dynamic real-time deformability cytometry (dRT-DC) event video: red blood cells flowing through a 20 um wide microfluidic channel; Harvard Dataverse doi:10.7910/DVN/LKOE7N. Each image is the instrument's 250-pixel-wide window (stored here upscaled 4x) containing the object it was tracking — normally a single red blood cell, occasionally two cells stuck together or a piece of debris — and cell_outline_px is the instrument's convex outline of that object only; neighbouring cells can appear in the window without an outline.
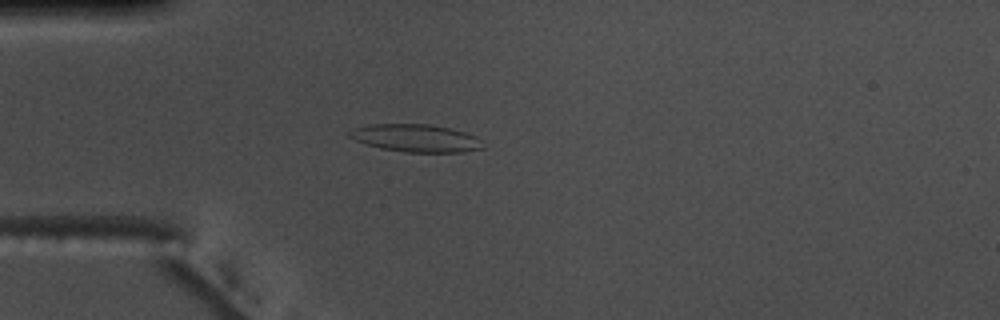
{"species": "common noctule bat (a hibernating species)", "species_latin": "Nyctalus noctula", "temperature_condition": "warm", "stored_images_in_passage": 55, "camera_frame_rate_fps": 3000, "um_per_image_px": 0.085, "animal": {"sex": "male", "body_mass_g": 17.5, "forearm_length_mm": 52.3}, "frame": {"image": 1, "passage_image": 15, "time_ms": 4.667, "image_size_px": [1000, 320], "cell_outline_px": [[484, 148], [464, 152], [404, 152], [380, 148], [364, 144], [348, 136], [348, 132], [356, 128], [372, 124], [428, 124], [448, 128], [464, 132], [476, 136]], "centroid_in_image_um": [35.33, 11.75], "position_along_channel_um": 49.7, "area_um2": 21.33}}
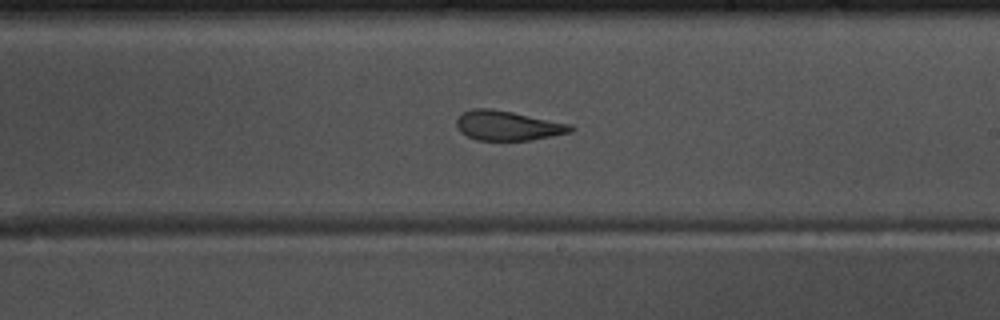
{"frame": {"image": 2, "passage_image": 32, "time_ms": 10.333, "image_size_px": [1000, 320], "cell_outline_px": [[576, 128], [572, 132], [532, 140], [476, 140], [460, 132], [456, 128], [456, 120], [464, 112], [472, 108], [492, 108], [572, 124]], "centroid_in_image_um": [43.17, 10.68], "position_along_channel_um": 245.8, "area_um2": 19.83}}
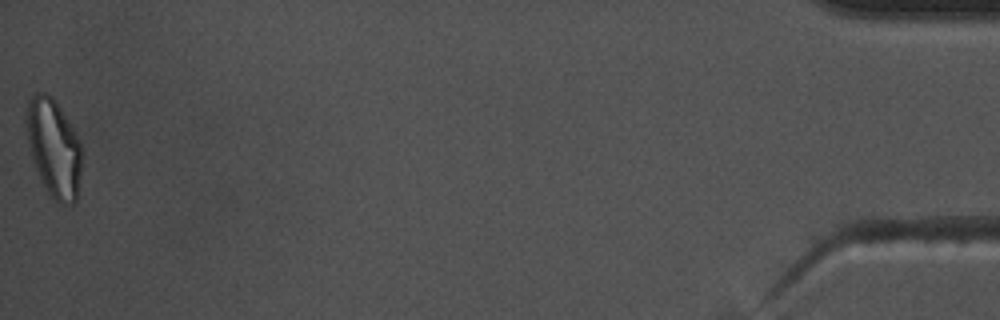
{"frame": {"image": 3, "passage_image": 55, "time_ms": 18.0, "image_size_px": [1000, 320], "cell_outline_px": [[80, 172], [76, 200], [72, 204], [64, 204], [56, 200], [48, 192], [40, 180], [32, 160], [28, 144], [24, 124], [24, 120], [28, 100], [36, 92], [44, 92], [52, 96], [56, 100], [72, 128], [80, 144]], "centroid_in_image_um": [4.51, 12.53], "position_along_channel_um": 430.7, "area_um2": 31.5}, "authors_computed_cell_mechanics": {"area_um2": 21.3282, "velocity_mm_per_s": 3.6906, "shape_relaxation_time_tau1_ms": null, "shape_relaxation_time_tau2_ms": 2.7029, "deformation_change_tau1": null, "deformation_change_tau2": 0.1141}}